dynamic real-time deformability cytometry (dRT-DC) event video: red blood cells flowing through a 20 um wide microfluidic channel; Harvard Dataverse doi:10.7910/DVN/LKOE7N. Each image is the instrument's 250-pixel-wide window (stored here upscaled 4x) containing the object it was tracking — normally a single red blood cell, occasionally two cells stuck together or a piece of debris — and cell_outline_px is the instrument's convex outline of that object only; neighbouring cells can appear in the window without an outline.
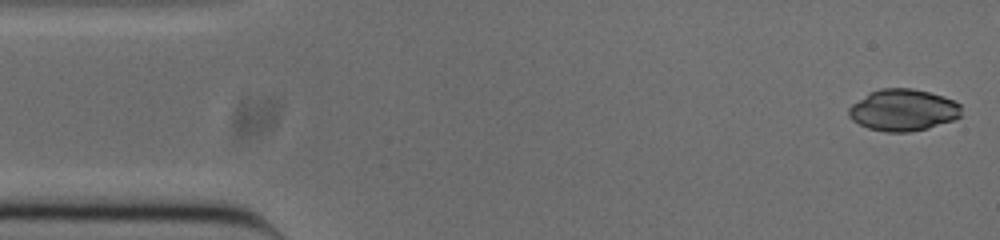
{"species": "common noctule bat (a hibernating species)", "species_latin": "Nyctalus noctula", "temperature_condition": "cold", "stored_images_in_passage": 51, "camera_frame_rate_fps": 3000, "um_per_image_px": 0.085, "animal": {"sex": "male", "body_mass_g": 20.0, "forearm_length_mm": 53.3}, "frame": {"image": 1, "passage_image": 1, "time_ms": 0.0, "image_size_px": [1000, 240], "cell_outline_px": [[960, 116], [952, 120], [928, 128], [908, 132], [884, 132], [868, 128], [852, 120], [848, 116], [848, 108], [852, 104], [868, 92], [880, 88], [912, 88], [944, 96], [960, 104]], "centroid_in_image_um": [76.72, 9.35], "position_along_channel_um": 8.3, "area_um2": 27.4}}